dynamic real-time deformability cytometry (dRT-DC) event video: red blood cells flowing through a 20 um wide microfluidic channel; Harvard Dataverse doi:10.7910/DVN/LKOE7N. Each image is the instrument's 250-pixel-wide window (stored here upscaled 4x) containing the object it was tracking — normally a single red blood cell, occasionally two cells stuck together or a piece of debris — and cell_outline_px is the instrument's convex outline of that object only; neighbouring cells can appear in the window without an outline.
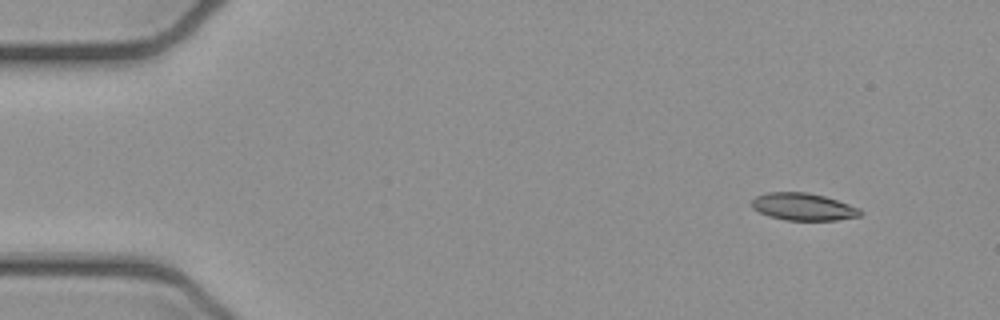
{"species": "common noctule bat (a hibernating species)", "species_latin": "Nyctalus noctula", "temperature_condition": "cold", "stored_images_in_passage": 4, "camera_frame_rate_fps": 3000, "um_per_image_px": 0.085, "animal": {"sex": "female", "body_mass_g": 21.9}, "frame": {"image": 1, "passage_image": 1, "time_ms": 0.0, "image_size_px": [1000, 320], "cell_outline_px": [[864, 212], [860, 216], [836, 220], [784, 220], [768, 216], [752, 208], [752, 200], [756, 196], [768, 192], [808, 192], [824, 196], [860, 208]], "centroid_in_image_um": [68.28, 17.58], "position_along_channel_um": 16.7, "area_um2": 17.28}}